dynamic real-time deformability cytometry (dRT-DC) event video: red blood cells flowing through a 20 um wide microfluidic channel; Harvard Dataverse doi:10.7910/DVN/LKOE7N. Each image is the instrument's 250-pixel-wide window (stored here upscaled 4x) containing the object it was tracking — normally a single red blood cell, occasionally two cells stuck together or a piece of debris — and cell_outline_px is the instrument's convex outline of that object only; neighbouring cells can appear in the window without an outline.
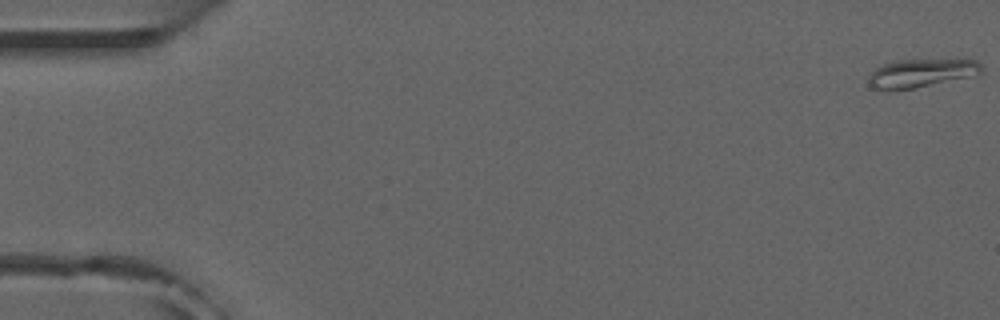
{"species": "common noctule bat (a hibernating species)", "species_latin": "Nyctalus noctula", "temperature_condition": "room temperature", "stored_images_in_passage": 20, "camera_frame_rate_fps": 3000, "um_per_image_px": 0.085, "animal": {"sex": "male", "forearm_length_mm": 52.5}, "frame": {"image": 1, "passage_image": 1, "time_ms": 0.0, "image_size_px": [1000, 320], "cell_outline_px": [[980, 72], [968, 76], [916, 88], [872, 88], [868, 84], [868, 80], [872, 72], [876, 68], [892, 60], [976, 60], [980, 64]], "centroid_in_image_um": [78.25, 6.19], "position_along_channel_um": 6.8, "area_um2": 17.86}}
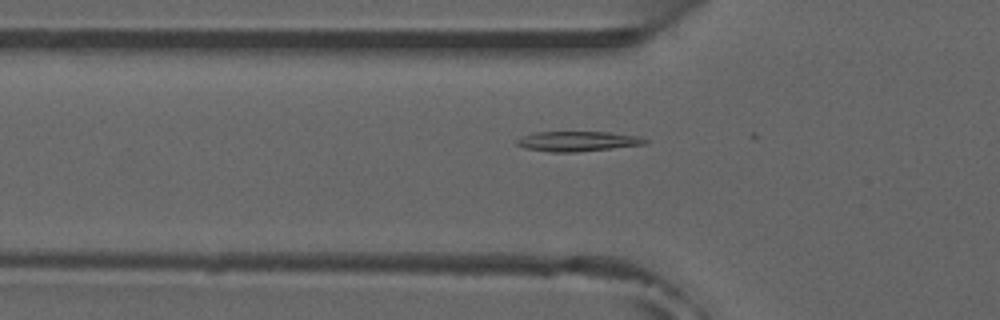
{"frame": {"image": 2, "passage_image": 18, "time_ms": 5.667, "image_size_px": [1000, 320], "cell_outline_px": [[648, 140], [644, 144], [576, 152], [552, 152], [524, 148], [516, 144], [516, 140], [524, 136], [536, 132], [608, 132], [640, 136]], "centroid_in_image_um": [49.08, 12.0], "position_along_channel_um": 76.7, "area_um2": 14.74}}